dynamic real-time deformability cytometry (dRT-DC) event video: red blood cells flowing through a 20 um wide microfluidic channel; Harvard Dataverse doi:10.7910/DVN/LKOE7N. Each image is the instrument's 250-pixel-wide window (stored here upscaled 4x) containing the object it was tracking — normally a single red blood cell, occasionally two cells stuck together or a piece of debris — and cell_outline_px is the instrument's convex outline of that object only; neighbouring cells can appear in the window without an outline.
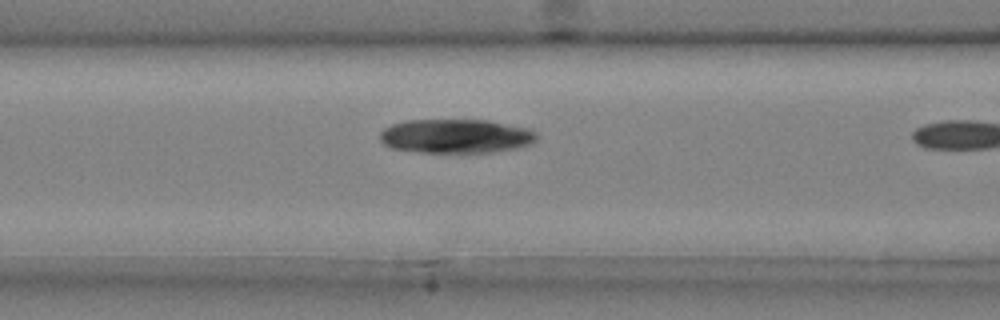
{"species": "common noctule bat (a hibernating species)", "species_latin": "Nyctalus noctula", "temperature_condition": "cold", "stored_images_in_passage": 10, "camera_frame_rate_fps": 3000, "um_per_image_px": 0.085, "animal": {"sex": "male", "body_mass_g": 20.4}, "frame": {"image": 1, "passage_image": 9, "time_ms": 2.667, "image_size_px": [1000, 320], "cell_outline_px": [[536, 140], [532, 144], [520, 148], [492, 152], [420, 152], [392, 148], [384, 144], [380, 140], [380, 132], [384, 128], [392, 124], [408, 120], [488, 120], [528, 128], [536, 132]], "centroid_in_image_um": [38.77, 11.57], "position_along_channel_um": 127.8, "area_um2": 31.21}}